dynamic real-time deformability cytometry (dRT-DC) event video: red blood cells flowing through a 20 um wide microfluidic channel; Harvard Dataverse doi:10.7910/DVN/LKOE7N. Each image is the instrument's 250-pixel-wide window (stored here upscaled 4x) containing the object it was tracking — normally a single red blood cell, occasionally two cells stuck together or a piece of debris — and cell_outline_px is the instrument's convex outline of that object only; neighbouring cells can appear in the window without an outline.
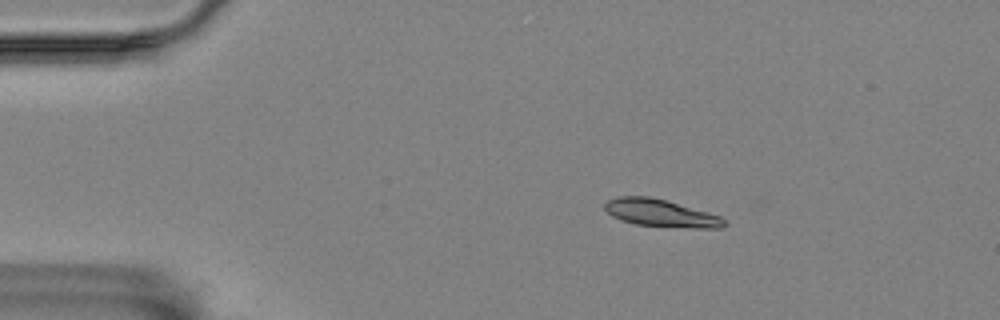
{"species": "Egyptian fruit bat (a non-hibernating species)", "species_latin": "Rousettus aegyptiacus", "temperature_condition": "room temperature", "stored_images_in_passage": 4, "camera_frame_rate_fps": 3000, "um_per_image_px": 0.085, "animal": {"sex": "female"}, "frame": {"image": 1, "passage_image": 2, "time_ms": 1.667, "image_size_px": [1000, 320], "cell_outline_px": [[728, 224], [724, 228], [692, 228], [636, 224], [620, 220], [612, 216], [604, 208], [604, 204], [608, 200], [620, 196], [648, 196], [664, 200], [708, 212], [720, 216]], "centroid_in_image_um": [56.18, 18.12], "position_along_channel_um": 28.8, "area_um2": 18.9}}